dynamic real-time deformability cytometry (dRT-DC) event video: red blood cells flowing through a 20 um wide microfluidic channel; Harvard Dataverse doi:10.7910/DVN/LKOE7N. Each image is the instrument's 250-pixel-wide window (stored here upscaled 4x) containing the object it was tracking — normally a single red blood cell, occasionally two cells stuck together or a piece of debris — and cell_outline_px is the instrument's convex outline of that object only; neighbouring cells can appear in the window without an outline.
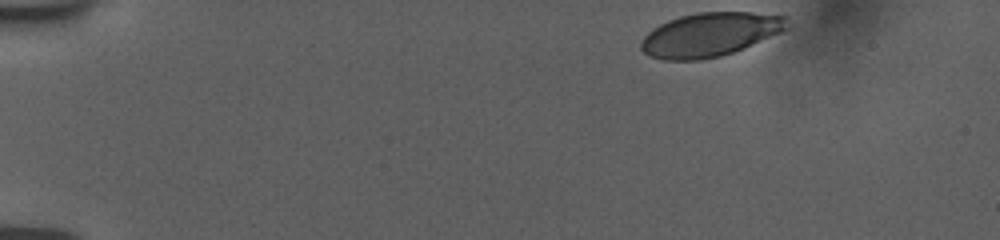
{"species": "human", "species_latin": "Homo sapiens", "temperature_condition": "room temperature", "stored_images_in_passage": 33, "camera_frame_rate_fps": 3000, "um_per_image_px": 0.085, "donor": {"sex": "female"}, "frame": {"image": 1, "passage_image": 1, "time_ms": 0.0, "image_size_px": [1000, 240], "cell_outline_px": [[788, 28], [780, 32], [744, 48], [720, 56], [700, 60], [664, 60], [648, 56], [640, 48], [640, 44], [644, 36], [652, 28], [668, 20], [680, 16], [696, 12], [752, 12], [788, 16]], "centroid_in_image_um": [60.33, 2.93], "position_along_channel_um": 24.7, "area_um2": 37.4}}
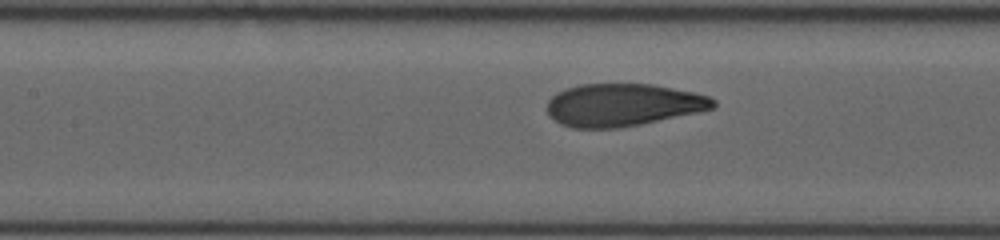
{"frame": {"image": 2, "passage_image": 19, "time_ms": 6.333, "image_size_px": [1000, 240], "cell_outline_px": [[716, 104], [712, 108], [696, 112], [640, 124], [616, 128], [572, 128], [560, 124], [548, 116], [548, 100], [556, 92], [564, 88], [580, 84], [652, 84], [712, 96], [716, 100]], "centroid_in_image_um": [52.9, 8.91], "position_along_channel_um": 154.5, "area_um2": 41.15}}
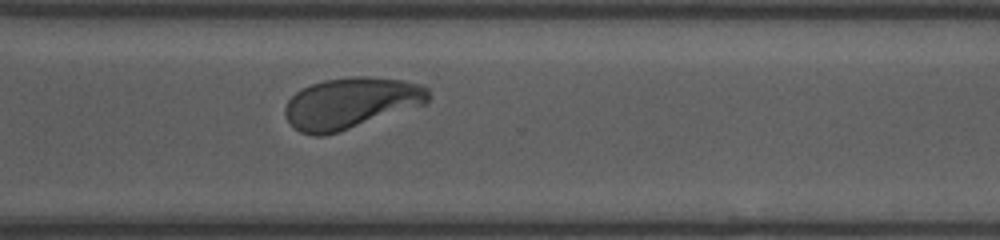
{"frame": {"image": 3, "passage_image": 33, "time_ms": 11.333, "image_size_px": [1000, 240], "cell_outline_px": [[432, 96], [424, 104], [324, 136], [312, 136], [300, 132], [288, 120], [284, 112], [284, 108], [288, 100], [296, 92], [312, 84], [324, 80], [352, 76], [368, 76], [400, 80], [420, 84], [428, 88]], "centroid_in_image_um": [29.81, 8.75], "position_along_channel_um": 340.8, "area_um2": 42.25}}